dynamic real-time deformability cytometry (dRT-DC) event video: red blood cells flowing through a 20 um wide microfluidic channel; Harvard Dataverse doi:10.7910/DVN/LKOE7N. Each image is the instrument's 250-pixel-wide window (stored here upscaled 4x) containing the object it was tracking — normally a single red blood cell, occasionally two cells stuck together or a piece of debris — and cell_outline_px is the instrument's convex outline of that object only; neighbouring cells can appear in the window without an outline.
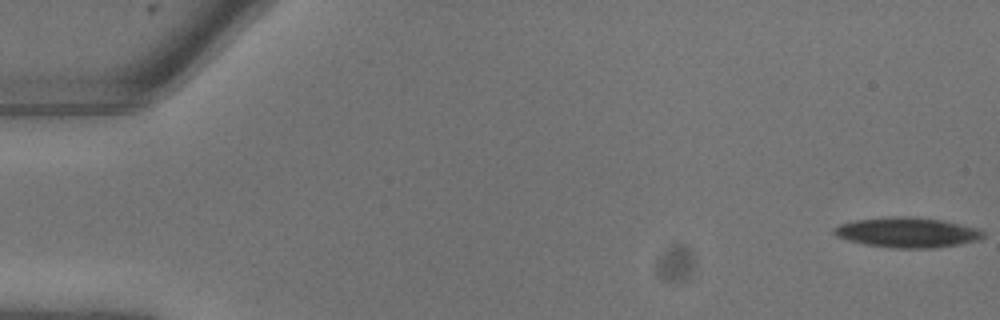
{"species": "common noctule bat (a hibernating species)", "species_latin": "Nyctalus noctula", "temperature_condition": "warm", "stored_images_in_passage": 12, "camera_frame_rate_fps": 3000, "um_per_image_px": 0.085, "animal": {"sex": "male", "body_mass_g": 13.3}, "frame": {"image": 1, "passage_image": 1, "time_ms": 0.0, "image_size_px": [1000, 320], "cell_outline_px": [[984, 236], [980, 240], [960, 244], [936, 248], [892, 248], [864, 244], [848, 240], [836, 236], [832, 232], [832, 228], [840, 224], [856, 220], [892, 216], [908, 216], [940, 220], [976, 228], [984, 232]], "centroid_in_image_um": [77.09, 19.76], "position_along_channel_um": 7.9, "area_um2": 26.13}}
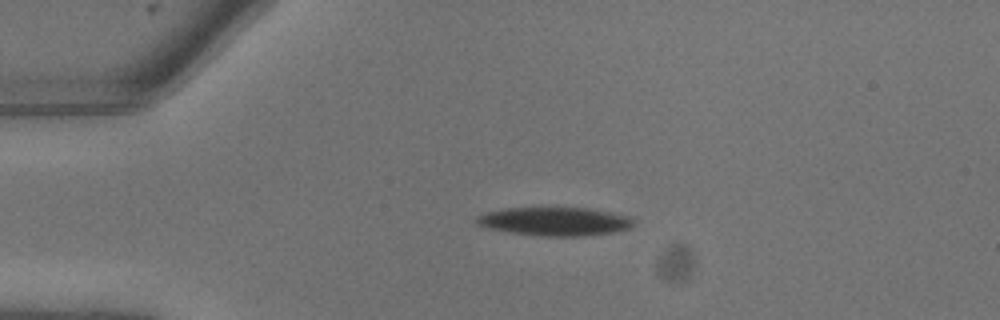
{"frame": {"image": 2, "passage_image": 6, "time_ms": 1.667, "image_size_px": [1000, 320], "cell_outline_px": [[636, 224], [628, 228], [612, 232], [584, 236], [540, 236], [508, 232], [488, 228], [476, 224], [472, 220], [476, 216], [488, 212], [504, 208], [588, 208], [628, 216]], "centroid_in_image_um": [47.09, 18.82], "position_along_channel_um": 37.9, "area_um2": 26.01}}
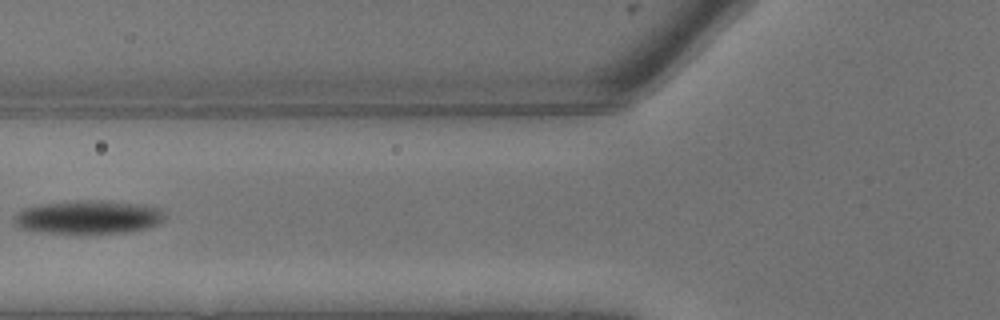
{"frame": {"image": 3, "passage_image": 10, "time_ms": 3.0, "image_size_px": [1000, 320], "cell_outline_px": [[164, 220], [160, 224], [148, 228], [128, 232], [40, 232], [20, 228], [12, 224], [12, 216], [16, 212], [24, 208], [44, 204], [76, 200], [100, 200], [144, 204], [160, 208], [164, 212]], "centroid_in_image_um": [7.51, 18.44], "position_along_channel_um": 118.3, "area_um2": 29.48}}